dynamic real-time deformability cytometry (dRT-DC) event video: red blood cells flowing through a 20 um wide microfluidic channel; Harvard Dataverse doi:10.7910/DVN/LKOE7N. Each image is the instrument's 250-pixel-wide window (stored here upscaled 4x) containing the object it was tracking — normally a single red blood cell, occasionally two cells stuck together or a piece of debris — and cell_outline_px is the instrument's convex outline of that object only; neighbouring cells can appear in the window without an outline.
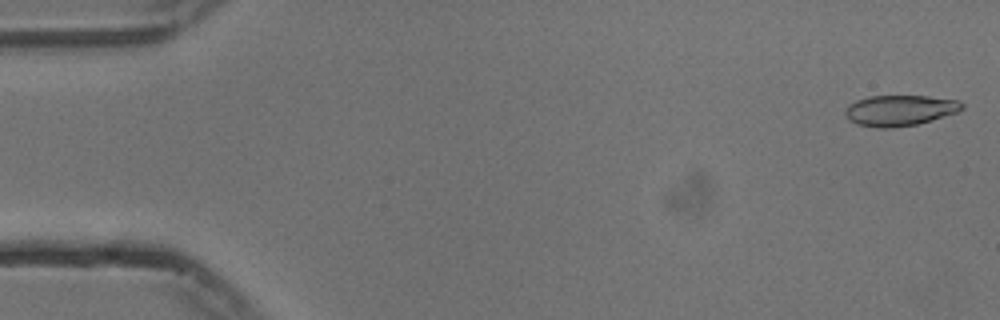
{"species": "common noctule bat (a hibernating species)", "species_latin": "Nyctalus noctula", "temperature_condition": "cold", "stored_images_in_passage": 54, "camera_frame_rate_fps": 3000, "um_per_image_px": 0.085, "animal": {"sex": "male", "body_mass_g": 13.3}, "frame": {"image": 1, "passage_image": 1, "time_ms": 0.0, "image_size_px": [1000, 320], "cell_outline_px": [[964, 108], [956, 112], [932, 120], [916, 124], [892, 128], [876, 128], [856, 124], [848, 120], [844, 112], [844, 108], [848, 104], [856, 100], [868, 96], [928, 96], [956, 100], [964, 104]], "centroid_in_image_um": [76.42, 9.39], "position_along_channel_um": 8.6, "area_um2": 21.04}}
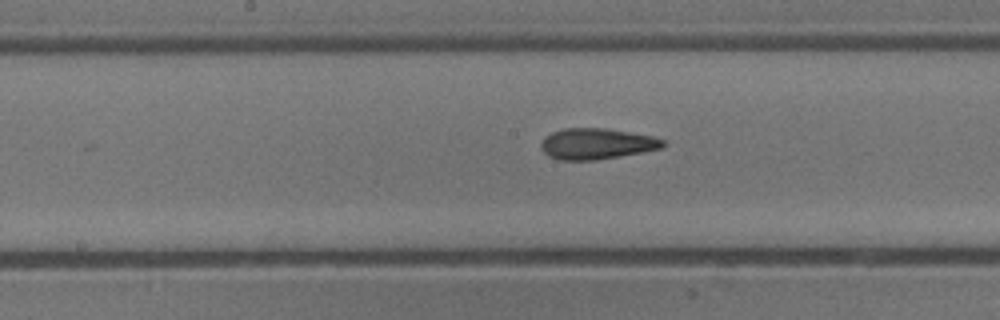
{"frame": {"image": 2, "passage_image": 27, "time_ms": 8.667, "image_size_px": [1000, 320], "cell_outline_px": [[668, 144], [664, 148], [596, 160], [560, 160], [548, 156], [540, 148], [540, 144], [544, 136], [552, 132], [564, 128], [604, 128], [652, 136], [664, 140]], "centroid_in_image_um": [50.7, 12.22], "position_along_channel_um": 197.5, "area_um2": 22.08}}
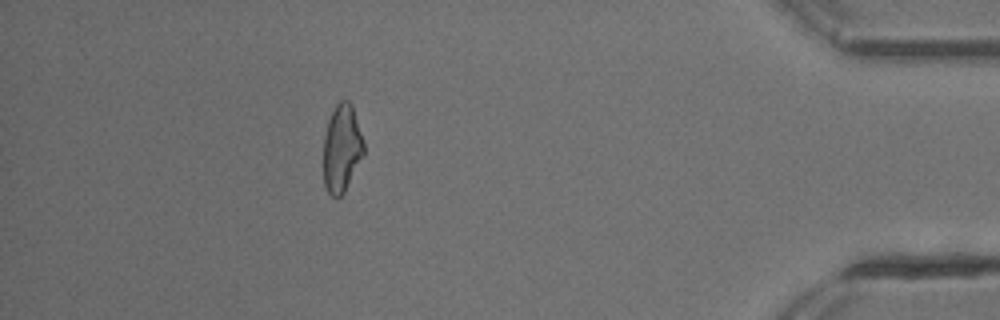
{"frame": {"image": 3, "passage_image": 48, "time_ms": 15.667, "image_size_px": [1000, 320], "cell_outline_px": [[364, 156], [344, 192], [340, 196], [332, 196], [328, 192], [324, 184], [324, 136], [328, 120], [336, 104], [340, 100], [348, 100], [352, 104], [364, 144]], "centroid_in_image_um": [29.06, 12.6], "position_along_channel_um": 406.1, "area_um2": 20.52}, "authors_computed_cell_mechanics": {"area_um2": 21.6461, "velocity_mm_per_s": 3.7573, "shape_relaxation_time_tau1_ms": 8.5344, "shape_relaxation_time_tau2_ms": 2.5359, "deformation_change_tau1": 0.1902, "deformation_change_tau2": 0.0924}}